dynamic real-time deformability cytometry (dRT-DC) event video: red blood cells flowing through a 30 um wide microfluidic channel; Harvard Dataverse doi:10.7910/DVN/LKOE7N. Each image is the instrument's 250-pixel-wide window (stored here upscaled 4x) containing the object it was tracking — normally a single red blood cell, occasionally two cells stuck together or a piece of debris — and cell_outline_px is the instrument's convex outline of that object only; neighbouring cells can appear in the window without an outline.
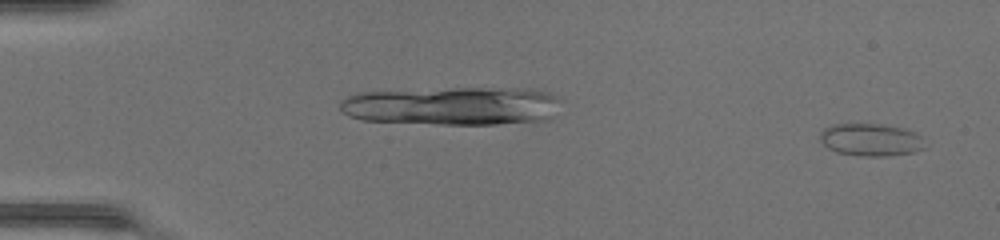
{"species": "common noctule bat (a hibernating species)", "species_latin": "Nyctalus noctula", "temperature_condition": "warm", "stored_images_in_passage": 48, "camera_frame_rate_fps": 3000, "um_per_image_px": 0.085, "animal": {"sex": "female", "body_mass_g": 17.0, "forearm_length_mm": 48.0}, "frame": {"image": 1, "passage_image": 2, "time_ms": 0.333, "image_size_px": [1000, 240], "cell_outline_px": [[928, 148], [912, 152], [884, 156], [860, 156], [836, 152], [828, 148], [820, 140], [820, 132], [824, 128], [832, 124], [880, 124], [904, 128], [920, 136]], "centroid_in_image_um": [74.01, 11.88], "position_along_channel_um": 11.0, "area_um2": 19.88}}
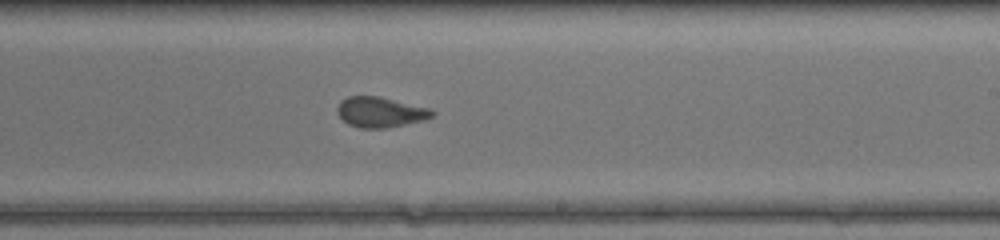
{"frame": {"image": 2, "passage_image": 30, "time_ms": 9.667, "image_size_px": [1000, 240], "cell_outline_px": [[436, 112], [432, 116], [424, 120], [388, 128], [360, 128], [348, 124], [336, 112], [336, 108], [340, 100], [348, 96], [380, 96], [432, 108]], "centroid_in_image_um": [32.34, 9.52], "position_along_channel_um": 256.7, "area_um2": 17.05}}
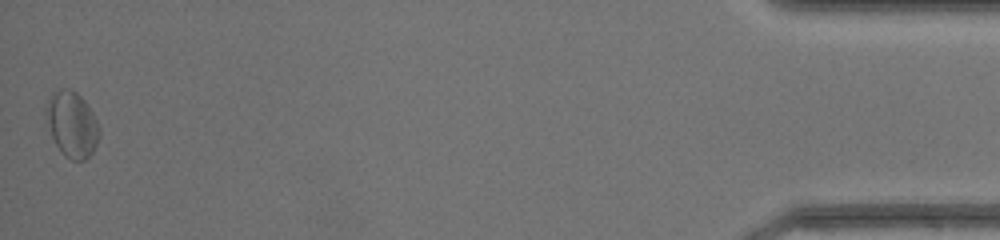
{"frame": {"image": 3, "passage_image": 48, "time_ms": 15.667, "image_size_px": [1000, 240], "cell_outline_px": [[100, 136], [92, 152], [84, 160], [72, 160], [64, 156], [56, 144], [52, 136], [44, 112], [44, 108], [52, 92], [60, 88], [68, 88], [76, 92], [84, 100], [92, 112], [100, 128]], "centroid_in_image_um": [6.1, 10.55], "position_along_channel_um": 429.1, "area_um2": 20.35}, "authors_computed_cell_mechanics": {"area_um2": 17.4267, "velocity_mm_per_s": 4.3579, "shape_relaxation_time_tau1_ms": 2.0405, "shape_relaxation_time_tau2_ms": 0.8191, "deformation_change_tau1": 0.063, "deformation_change_tau2": 0.059}}